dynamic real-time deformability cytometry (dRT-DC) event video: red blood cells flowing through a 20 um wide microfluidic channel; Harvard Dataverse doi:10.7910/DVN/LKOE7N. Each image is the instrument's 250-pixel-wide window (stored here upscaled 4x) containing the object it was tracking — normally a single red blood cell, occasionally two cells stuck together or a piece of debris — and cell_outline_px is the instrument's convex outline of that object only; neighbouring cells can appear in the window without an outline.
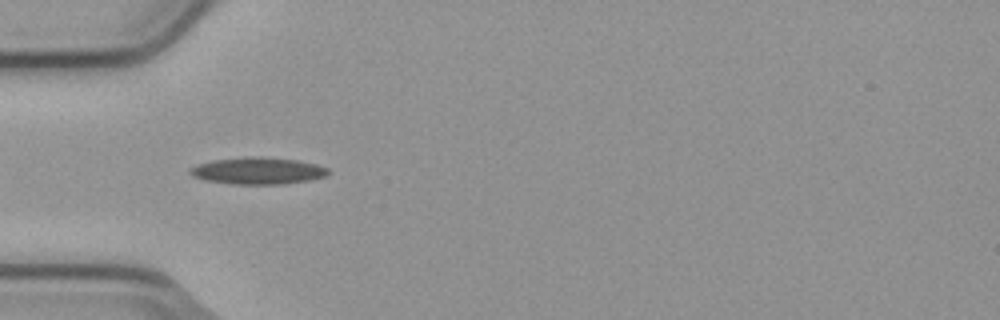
{"species": "common noctule bat (a hibernating species)", "species_latin": "Nyctalus noctula", "temperature_condition": "cold", "stored_images_in_passage": 5, "camera_frame_rate_fps": 3000, "um_per_image_px": 0.085, "animal": {"sex": "male", "body_mass_g": 23.1, "forearm_length_mm": 52.7}, "frame": {"image": 1, "passage_image": 4, "time_ms": 1.0, "image_size_px": [1000, 320], "cell_outline_px": [[328, 172], [324, 176], [308, 180], [284, 184], [232, 184], [204, 180], [192, 176], [188, 172], [188, 168], [212, 160], [248, 156], [260, 156], [300, 160], [316, 164], [328, 168]], "centroid_in_image_um": [21.88, 14.51], "position_along_channel_um": 63.1, "area_um2": 21.73}}
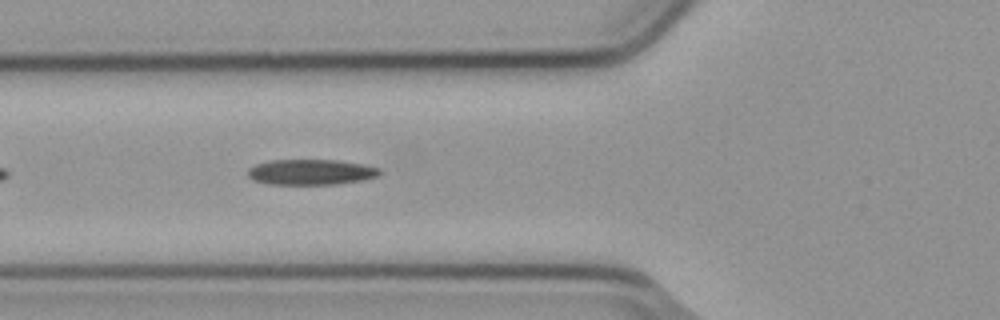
{"frame": {"image": 2, "passage_image": 5, "time_ms": 1.333, "image_size_px": [1000, 320], "cell_outline_px": [[384, 172], [380, 176], [364, 180], [336, 184], [268, 184], [252, 180], [248, 176], [248, 168], [256, 164], [272, 160], [340, 160], [364, 164], [380, 168]], "centroid_in_image_um": [26.49, 14.62], "position_along_channel_um": 99.3, "area_um2": 19.88}}